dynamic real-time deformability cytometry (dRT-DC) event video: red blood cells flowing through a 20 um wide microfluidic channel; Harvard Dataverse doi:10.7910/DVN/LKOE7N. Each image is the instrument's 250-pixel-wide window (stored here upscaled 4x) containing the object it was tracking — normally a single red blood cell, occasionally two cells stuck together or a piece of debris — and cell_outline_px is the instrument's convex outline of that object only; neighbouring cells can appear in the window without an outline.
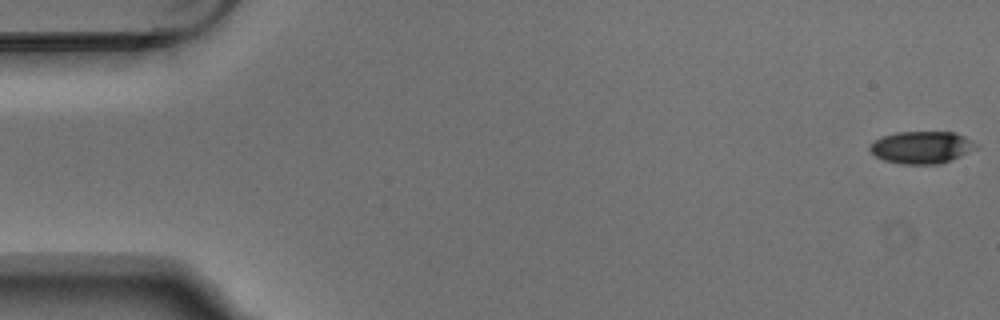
{"species": "Egyptian fruit bat (a non-hibernating species)", "species_latin": "Rousettus aegyptiacus", "temperature_condition": "warm", "stored_images_in_passage": 5, "camera_frame_rate_fps": 3000, "um_per_image_px": 0.085, "animal": {"sex": "male"}, "frame": {"image": 1, "passage_image": 1, "time_ms": 0.0, "image_size_px": [1000, 320], "cell_outline_px": [[980, 148], [952, 160], [940, 164], [900, 164], [884, 160], [876, 156], [868, 148], [880, 136], [896, 132], [956, 132], [980, 144]], "centroid_in_image_um": [78.41, 12.52], "position_along_channel_um": 6.6, "area_um2": 20.29}}
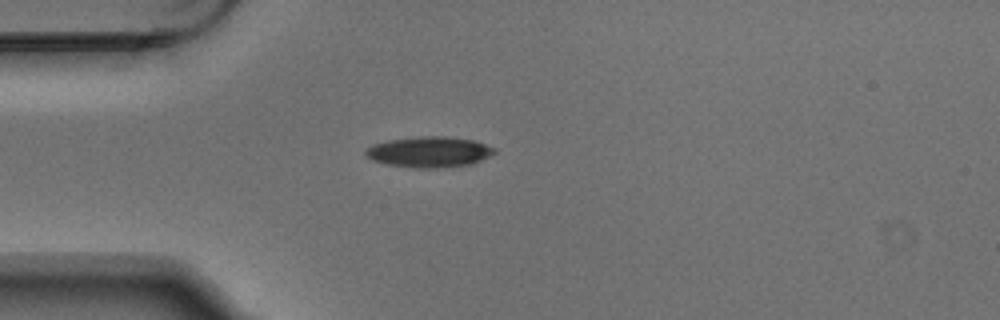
{"frame": {"image": 2, "passage_image": 4, "time_ms": 1.0, "image_size_px": [1000, 320], "cell_outline_px": [[496, 152], [480, 160], [468, 164], [436, 168], [412, 168], [388, 164], [372, 160], [364, 152], [372, 144], [388, 140], [420, 136], [444, 136], [472, 140], [496, 148]], "centroid_in_image_um": [36.46, 12.91], "position_along_channel_um": 48.5, "area_um2": 22.77}}